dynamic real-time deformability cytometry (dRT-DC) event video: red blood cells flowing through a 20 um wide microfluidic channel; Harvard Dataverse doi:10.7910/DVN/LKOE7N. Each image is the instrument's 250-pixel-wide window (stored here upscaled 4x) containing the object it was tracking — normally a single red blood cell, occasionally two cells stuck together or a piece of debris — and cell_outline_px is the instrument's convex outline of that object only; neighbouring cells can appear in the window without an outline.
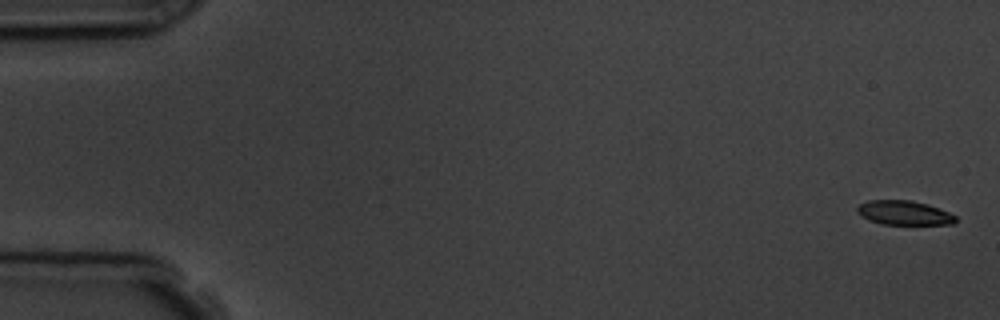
{"species": "common noctule bat (a hibernating species)", "species_latin": "Nyctalus noctula", "temperature_condition": "room temperature", "stored_images_in_passage": 7, "camera_frame_rate_fps": 3000, "um_per_image_px": 0.085, "animal": {"sex": "male", "body_mass_g": 19.5, "forearm_length_mm": 54.6}, "frame": {"image": 1, "passage_image": 1, "time_ms": 0.0, "image_size_px": [1000, 320], "cell_outline_px": [[956, 220], [952, 224], [880, 224], [868, 220], [860, 216], [856, 212], [856, 208], [860, 204], [868, 200], [912, 200], [928, 204], [948, 212], [956, 216]], "centroid_in_image_um": [76.8, 18.08], "position_along_channel_um": 8.2, "area_um2": 13.99}}
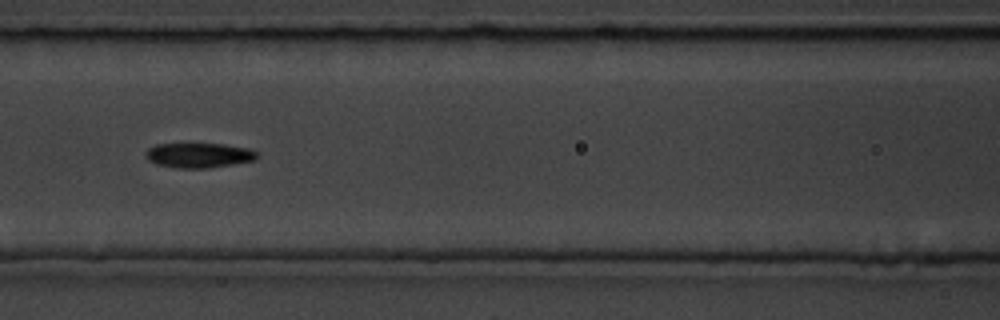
{"frame": {"image": 2, "passage_image": 7, "time_ms": 7.667, "image_size_px": [1000, 320], "cell_outline_px": [[256, 160], [208, 168], [176, 168], [156, 164], [148, 160], [144, 152], [148, 148], [156, 144], [224, 144], [248, 148], [256, 152]], "centroid_in_image_um": [16.86, 13.2], "position_along_channel_um": 149.7, "area_um2": 16.07}}